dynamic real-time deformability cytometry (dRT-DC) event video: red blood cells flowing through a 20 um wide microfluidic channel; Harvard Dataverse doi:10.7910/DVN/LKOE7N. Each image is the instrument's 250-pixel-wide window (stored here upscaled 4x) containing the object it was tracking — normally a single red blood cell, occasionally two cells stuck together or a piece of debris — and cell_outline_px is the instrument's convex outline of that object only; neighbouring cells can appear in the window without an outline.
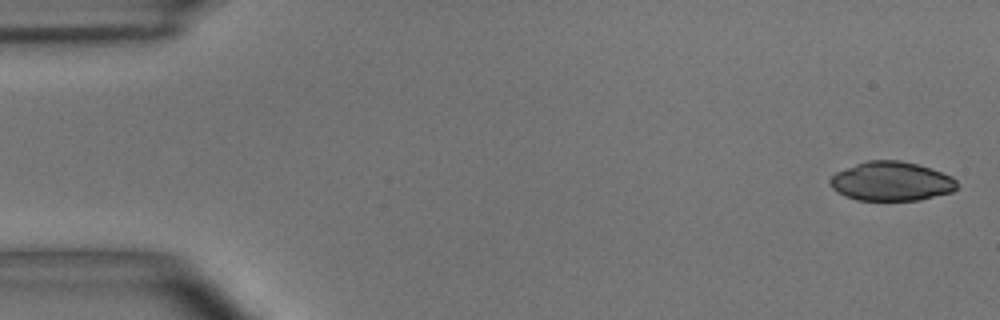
{"species": "common noctule bat (a hibernating species)", "species_latin": "Nyctalus noctula", "temperature_condition": "room temperature", "stored_images_in_passage": 52, "camera_frame_rate_fps": 3000, "um_per_image_px": 0.085, "animal": {"sex": "male", "body_mass_g": 15.6}, "frame": {"image": 1, "passage_image": 1, "time_ms": 0.0, "image_size_px": [1000, 320], "cell_outline_px": [[956, 188], [952, 192], [920, 200], [856, 200], [844, 196], [836, 192], [828, 184], [828, 180], [836, 172], [856, 164], [868, 160], [900, 160], [932, 168], [952, 176], [956, 180]], "centroid_in_image_um": [75.74, 15.41], "position_along_channel_um": 9.3, "area_um2": 29.13}}
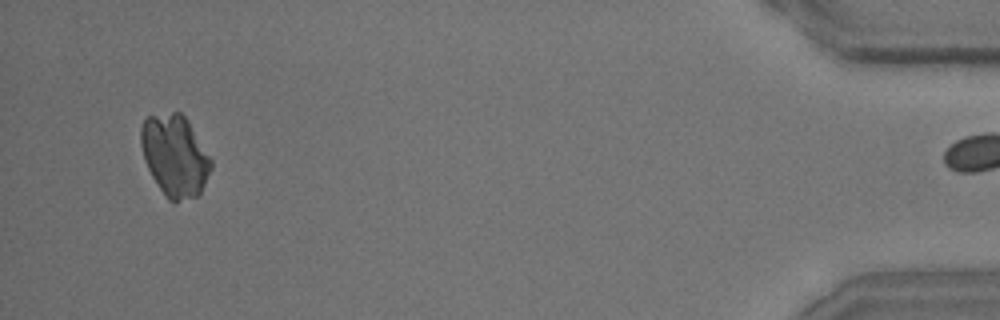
{"frame": {"image": 2, "passage_image": 51, "time_ms": 16.667, "image_size_px": [1000, 320], "cell_outline_px": [[212, 168], [200, 192], [196, 196], [176, 204], [168, 200], [152, 176], [144, 160], [140, 140], [140, 128], [144, 120], [148, 116], [172, 112], [180, 112], [188, 120], [212, 160]], "centroid_in_image_um": [14.86, 13.24], "position_along_channel_um": 420.3, "area_um2": 33.35}}